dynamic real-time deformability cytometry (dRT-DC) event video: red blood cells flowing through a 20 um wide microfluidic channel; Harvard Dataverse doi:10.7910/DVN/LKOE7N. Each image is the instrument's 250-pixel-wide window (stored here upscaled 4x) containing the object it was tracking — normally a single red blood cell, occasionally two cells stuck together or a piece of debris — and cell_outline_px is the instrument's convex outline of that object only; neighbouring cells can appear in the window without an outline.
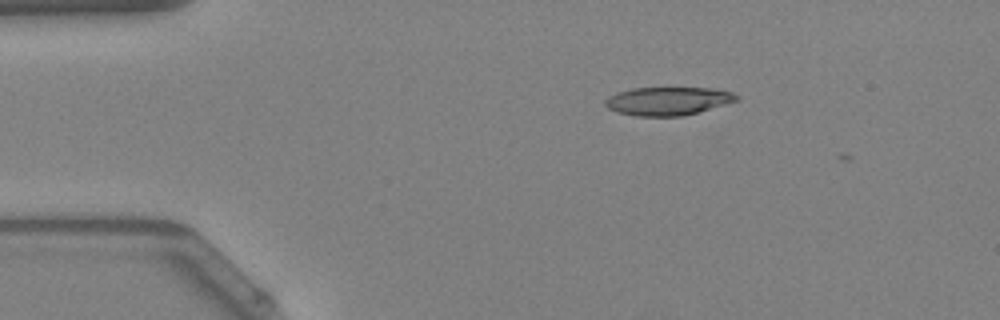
{"species": "Egyptian fruit bat (a non-hibernating species)", "species_latin": "Rousettus aegyptiacus", "temperature_condition": "warm", "stored_images_in_passage": 41, "camera_frame_rate_fps": 3000, "um_per_image_px": 0.085, "animal": {"sex": "female"}, "frame": {"image": 1, "passage_image": 1, "time_ms": 0.0, "image_size_px": [1000, 320], "cell_outline_px": [[740, 100], [696, 112], [680, 116], [636, 116], [616, 112], [608, 108], [604, 104], [604, 100], [608, 96], [616, 92], [632, 88], [716, 88], [732, 92], [740, 96]], "centroid_in_image_um": [56.75, 8.58], "position_along_channel_um": 28.2, "area_um2": 21.73}}
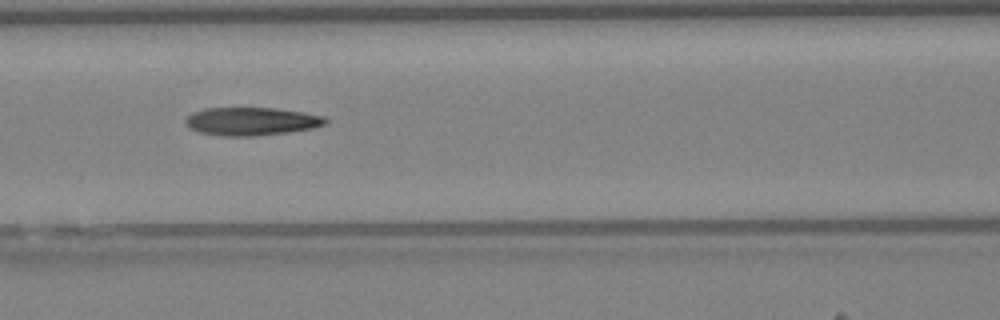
{"frame": {"image": 2, "passage_image": 14, "time_ms": 4.333, "image_size_px": [1000, 320], "cell_outline_px": [[328, 124], [312, 128], [288, 132], [256, 136], [224, 136], [200, 132], [192, 128], [184, 120], [192, 112], [204, 108], [276, 108], [304, 112], [324, 116], [328, 120]], "centroid_in_image_um": [21.42, 10.31], "position_along_channel_um": 145.2, "area_um2": 22.89}}
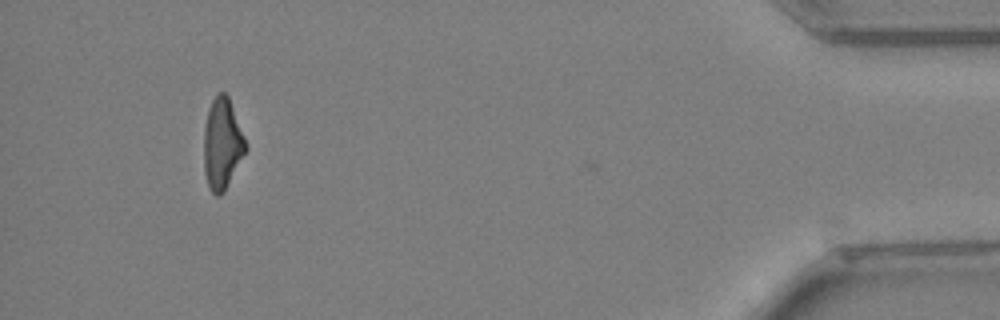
{"frame": {"image": 3, "passage_image": 39, "time_ms": 12.667, "image_size_px": [1000, 320], "cell_outline_px": [[248, 148], [224, 192], [220, 196], [216, 196], [208, 188], [204, 172], [204, 128], [208, 108], [216, 92], [224, 92], [228, 96], [244, 136]], "centroid_in_image_um": [18.88, 12.24], "position_along_channel_um": 416.3, "area_um2": 22.31}, "authors_computed_cell_mechanics": {"area_um2": 22.831, "velocity_mm_per_s": 4.0909, "shape_relaxation_time_tau1_ms": null, "shape_relaxation_time_tau2_ms": 4.4178, "deformation_change_tau1": null, "deformation_change_tau2": 0.1661}}